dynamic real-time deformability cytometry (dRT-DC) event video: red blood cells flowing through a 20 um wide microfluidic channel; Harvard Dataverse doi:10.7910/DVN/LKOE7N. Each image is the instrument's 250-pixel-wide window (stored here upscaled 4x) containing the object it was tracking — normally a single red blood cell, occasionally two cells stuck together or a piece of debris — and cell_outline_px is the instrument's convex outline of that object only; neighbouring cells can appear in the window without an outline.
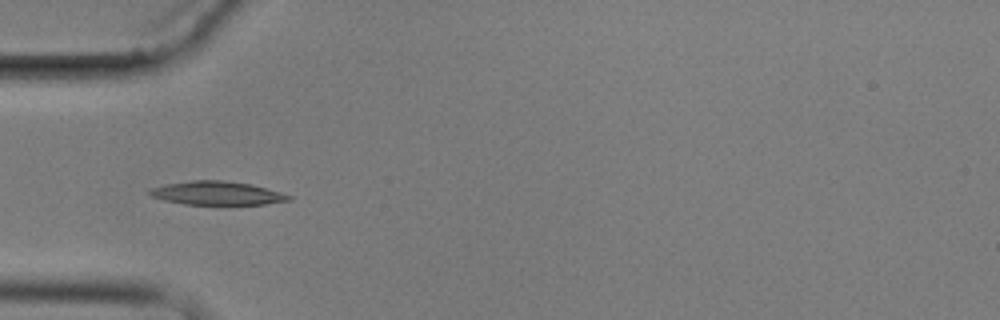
{"species": "common noctule bat (a hibernating species)", "species_latin": "Nyctalus noctula", "temperature_condition": "cold", "stored_images_in_passage": 9, "camera_frame_rate_fps": 3000, "um_per_image_px": 0.085, "animal": {"sex": "male", "body_mass_g": 17.9}, "frame": {"image": 1, "passage_image": 4, "time_ms": 4.333, "image_size_px": [1000, 320], "cell_outline_px": [[292, 200], [264, 204], [184, 204], [164, 200], [152, 196], [148, 192], [152, 188], [164, 184], [192, 180], [220, 180], [252, 184], [280, 192], [292, 196]], "centroid_in_image_um": [18.45, 16.41], "position_along_channel_um": 66.5, "area_um2": 18.96}}
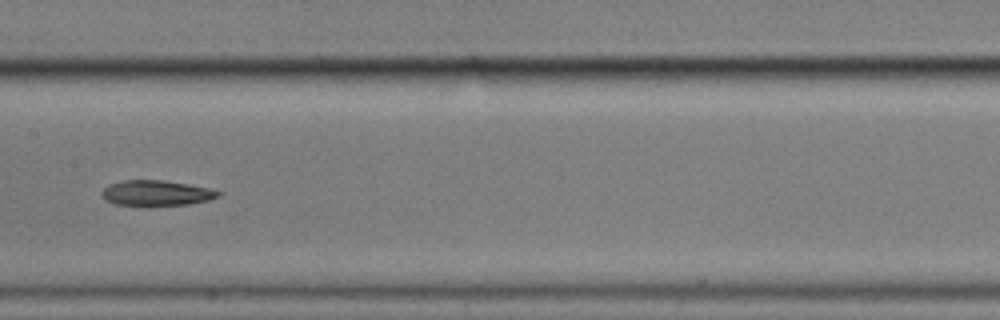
{"frame": {"image": 2, "passage_image": 7, "time_ms": 8.0, "image_size_px": [1000, 320], "cell_outline_px": [[220, 196], [208, 200], [188, 204], [116, 204], [104, 200], [100, 196], [100, 192], [108, 184], [124, 180], [164, 180], [204, 188], [220, 192]], "centroid_in_image_um": [13.19, 16.39], "position_along_channel_um": 194.2, "area_um2": 16.65}}
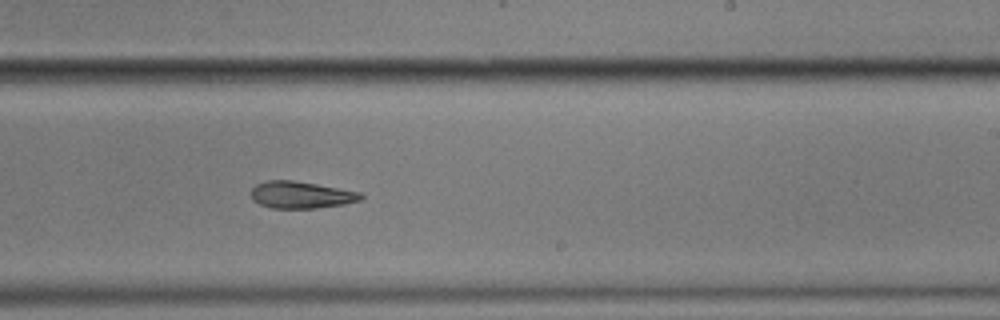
{"frame": {"image": 3, "passage_image": 9, "time_ms": 10.0, "image_size_px": [1000, 320], "cell_outline_px": [[364, 196], [360, 200], [344, 204], [316, 208], [272, 208], [260, 204], [252, 200], [252, 188], [256, 184], [268, 180], [292, 180], [316, 184], [360, 192]], "centroid_in_image_um": [25.58, 16.56], "position_along_channel_um": 263.4, "area_um2": 17.11}}